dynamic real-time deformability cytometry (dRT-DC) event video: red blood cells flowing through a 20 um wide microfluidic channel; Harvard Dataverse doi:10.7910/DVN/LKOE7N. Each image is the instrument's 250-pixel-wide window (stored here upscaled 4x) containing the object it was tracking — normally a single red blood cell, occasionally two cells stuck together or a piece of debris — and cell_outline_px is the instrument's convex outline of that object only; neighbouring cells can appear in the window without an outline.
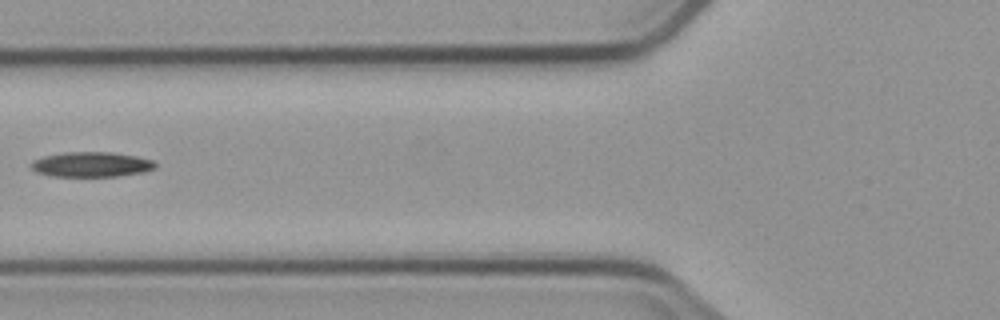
{"species": "common noctule bat (a hibernating species)", "species_latin": "Nyctalus noctula", "temperature_condition": "cold", "stored_images_in_passage": 2, "camera_frame_rate_fps": 3000, "um_per_image_px": 0.085, "animal": {"sex": "male", "body_mass_g": 23.1, "forearm_length_mm": 52.7}, "frame": {"image": 1, "passage_image": 2, "time_ms": 1.333, "image_size_px": [1000, 320], "cell_outline_px": [[156, 168], [144, 172], [116, 176], [52, 176], [36, 172], [28, 164], [32, 160], [44, 156], [64, 152], [112, 152], [136, 156], [152, 160], [156, 164]], "centroid_in_image_um": [7.74, 13.97], "position_along_channel_um": 118.1, "area_um2": 18.15}}